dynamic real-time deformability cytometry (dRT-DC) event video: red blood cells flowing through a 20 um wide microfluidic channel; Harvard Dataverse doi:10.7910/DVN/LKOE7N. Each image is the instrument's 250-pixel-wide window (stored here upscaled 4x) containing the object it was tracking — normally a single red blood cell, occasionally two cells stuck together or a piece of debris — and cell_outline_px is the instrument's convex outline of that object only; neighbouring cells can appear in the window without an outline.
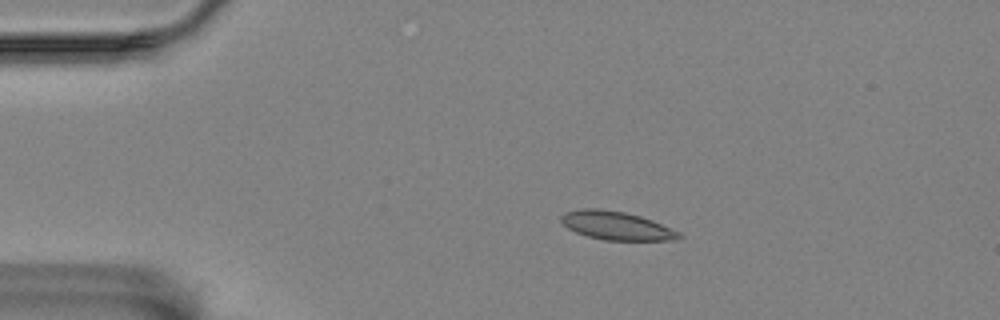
{"species": "Egyptian fruit bat (a non-hibernating species)", "species_latin": "Rousettus aegyptiacus", "temperature_condition": "room temperature", "stored_images_in_passage": 47, "camera_frame_rate_fps": 3000, "um_per_image_px": 0.085, "animal": {"sex": "female"}, "frame": {"image": 1, "passage_image": 1, "time_ms": 0.0, "image_size_px": [1000, 320], "cell_outline_px": [[684, 236], [680, 240], [604, 240], [588, 236], [576, 232], [568, 228], [560, 220], [560, 216], [564, 212], [580, 208], [600, 208], [624, 212], [640, 216], [652, 220], [680, 232]], "centroid_in_image_um": [52.4, 19.17], "position_along_channel_um": 32.6, "area_um2": 19.65}}
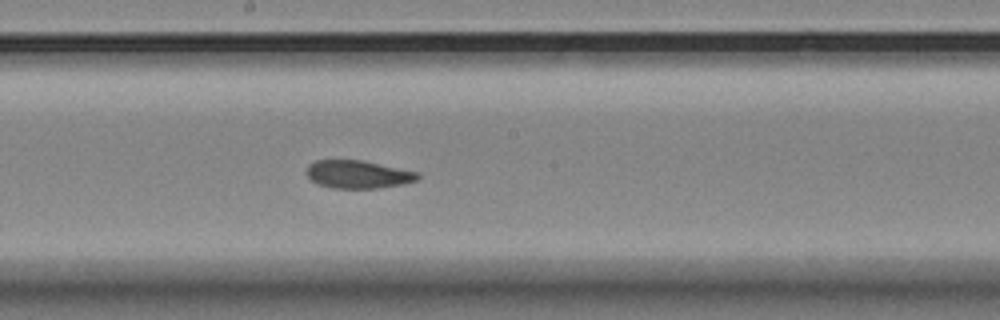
{"frame": {"image": 2, "passage_image": 21, "time_ms": 6.667, "image_size_px": [1000, 320], "cell_outline_px": [[420, 176], [416, 180], [400, 184], [380, 188], [332, 188], [316, 184], [308, 176], [308, 164], [316, 160], [364, 160], [420, 172]], "centroid_in_image_um": [30.45, 14.81], "position_along_channel_um": 217.8, "area_um2": 18.15}}
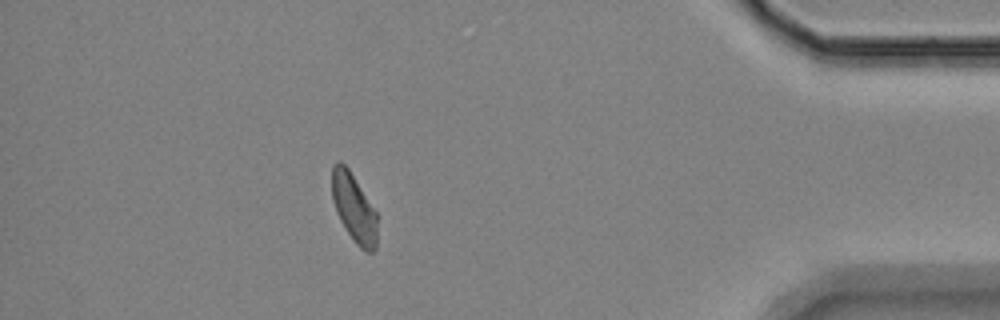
{"frame": {"image": 3, "passage_image": 41, "time_ms": 13.333, "image_size_px": [1000, 320], "cell_outline_px": [[376, 248], [372, 252], [364, 252], [356, 244], [340, 220], [336, 212], [332, 200], [332, 168], [340, 160], [348, 168], [376, 212]], "centroid_in_image_um": [30.07, 17.7], "position_along_channel_um": 405.1, "area_um2": 17.74}, "authors_computed_cell_mechanics": {"area_um2": 18.6694, "velocity_mm_per_s": 3.4655, "shape_relaxation_time_tau1_ms": null, "shape_relaxation_time_tau2_ms": 3.5824, "deformation_change_tau1": null, "deformation_change_tau2": 0.0725}}